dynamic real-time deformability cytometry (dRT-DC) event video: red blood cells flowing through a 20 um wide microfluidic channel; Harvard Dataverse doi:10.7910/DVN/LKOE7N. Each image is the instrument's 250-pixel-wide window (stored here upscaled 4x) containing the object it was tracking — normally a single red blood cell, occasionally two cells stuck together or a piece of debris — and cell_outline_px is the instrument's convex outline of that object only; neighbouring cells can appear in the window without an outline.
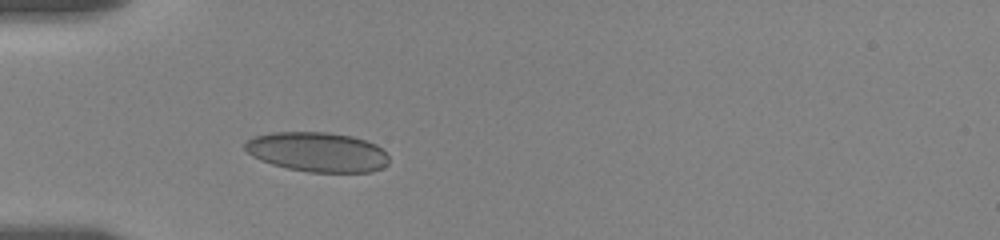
{"species": "human", "species_latin": "Homo sapiens", "temperature_condition": "room temperature", "stored_images_in_passage": 40, "camera_frame_rate_fps": 3000, "um_per_image_px": 0.085, "donor": {"sex": "female"}, "frame": {"image": 1, "passage_image": 1, "time_ms": 0.0, "image_size_px": [1000, 240], "cell_outline_px": [[388, 164], [384, 168], [372, 172], [308, 172], [288, 168], [272, 164], [260, 160], [252, 156], [244, 148], [244, 144], [252, 136], [272, 132], [328, 132], [352, 136], [376, 144], [388, 156]], "centroid_in_image_um": [26.97, 12.92], "position_along_channel_um": 58.0, "area_um2": 33.41}}
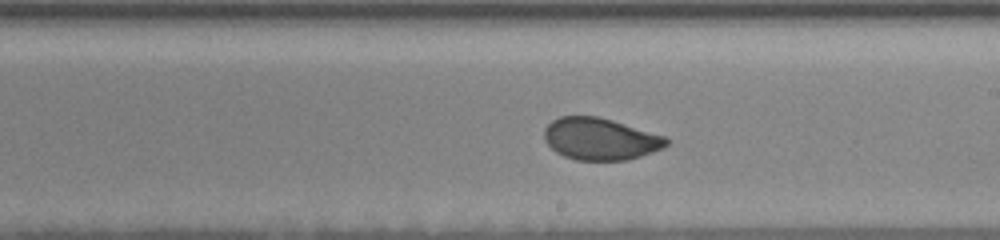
{"frame": {"image": 2, "passage_image": 17, "time_ms": 5.333, "image_size_px": [1000, 240], "cell_outline_px": [[668, 144], [652, 152], [628, 160], [576, 160], [564, 156], [556, 152], [544, 140], [544, 128], [552, 120], [560, 116], [596, 116], [612, 120], [664, 136], [668, 140]], "centroid_in_image_um": [50.98, 11.81], "position_along_channel_um": 238.0, "area_um2": 29.65}}
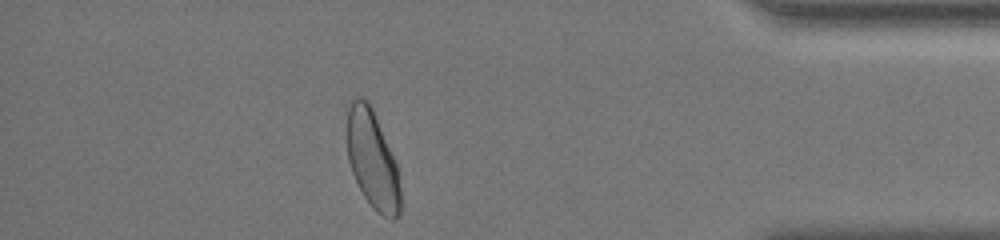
{"frame": {"image": 3, "passage_image": 34, "time_ms": 11.0, "image_size_px": [1000, 240], "cell_outline_px": [[400, 212], [392, 220], [376, 212], [372, 208], [364, 196], [352, 172], [348, 160], [348, 100], [356, 96], [360, 96], [368, 100], [372, 108], [396, 164], [400, 188]], "centroid_in_image_um": [31.64, 13.55], "position_along_channel_um": 403.6, "area_um2": 30.17}, "authors_computed_cell_mechanics": {"area_um2": 30.6051, "velocity_mm_per_s": 3.5113, "shape_relaxation_time_tau1_ms": 5.2666, "shape_relaxation_time_tau2_ms": null, "deformation_change_tau1": 0.1072, "deformation_change_tau2": null}}